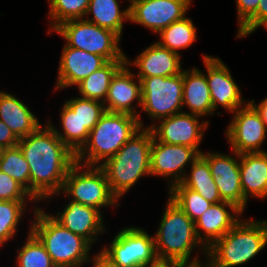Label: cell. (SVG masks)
<instances>
[{"instance_id": "cell-1", "label": "cell", "mask_w": 267, "mask_h": 267, "mask_svg": "<svg viewBox=\"0 0 267 267\" xmlns=\"http://www.w3.org/2000/svg\"><path fill=\"white\" fill-rule=\"evenodd\" d=\"M18 146L30 169V195L37 203L61 192L75 154L55 134L52 127L42 124Z\"/></svg>"}, {"instance_id": "cell-2", "label": "cell", "mask_w": 267, "mask_h": 267, "mask_svg": "<svg viewBox=\"0 0 267 267\" xmlns=\"http://www.w3.org/2000/svg\"><path fill=\"white\" fill-rule=\"evenodd\" d=\"M153 133L147 126L134 134L123 147L100 168L104 171L112 193L121 200L143 176L150 174V150Z\"/></svg>"}, {"instance_id": "cell-3", "label": "cell", "mask_w": 267, "mask_h": 267, "mask_svg": "<svg viewBox=\"0 0 267 267\" xmlns=\"http://www.w3.org/2000/svg\"><path fill=\"white\" fill-rule=\"evenodd\" d=\"M141 128L136 116L106 111L90 131L86 143L75 154L76 163L100 167Z\"/></svg>"}, {"instance_id": "cell-4", "label": "cell", "mask_w": 267, "mask_h": 267, "mask_svg": "<svg viewBox=\"0 0 267 267\" xmlns=\"http://www.w3.org/2000/svg\"><path fill=\"white\" fill-rule=\"evenodd\" d=\"M162 214L158 230L154 235L155 252L158 259L174 262L200 260L197 254L190 257L199 247L207 256V248L197 237L195 222L169 197Z\"/></svg>"}, {"instance_id": "cell-5", "label": "cell", "mask_w": 267, "mask_h": 267, "mask_svg": "<svg viewBox=\"0 0 267 267\" xmlns=\"http://www.w3.org/2000/svg\"><path fill=\"white\" fill-rule=\"evenodd\" d=\"M30 230L39 238L56 267H81L90 262L92 245L57 222L51 213L33 207Z\"/></svg>"}, {"instance_id": "cell-6", "label": "cell", "mask_w": 267, "mask_h": 267, "mask_svg": "<svg viewBox=\"0 0 267 267\" xmlns=\"http://www.w3.org/2000/svg\"><path fill=\"white\" fill-rule=\"evenodd\" d=\"M267 245V220L242 219L208 249L212 267L241 266Z\"/></svg>"}, {"instance_id": "cell-7", "label": "cell", "mask_w": 267, "mask_h": 267, "mask_svg": "<svg viewBox=\"0 0 267 267\" xmlns=\"http://www.w3.org/2000/svg\"><path fill=\"white\" fill-rule=\"evenodd\" d=\"M71 201L94 207L102 212L105 207H119L118 198L112 193L104 171L98 166H85L75 163L64 180L60 193ZM71 196V197H70Z\"/></svg>"}, {"instance_id": "cell-8", "label": "cell", "mask_w": 267, "mask_h": 267, "mask_svg": "<svg viewBox=\"0 0 267 267\" xmlns=\"http://www.w3.org/2000/svg\"><path fill=\"white\" fill-rule=\"evenodd\" d=\"M54 32L65 39L68 47L100 55L107 61L126 60L116 33L84 19L63 22Z\"/></svg>"}, {"instance_id": "cell-9", "label": "cell", "mask_w": 267, "mask_h": 267, "mask_svg": "<svg viewBox=\"0 0 267 267\" xmlns=\"http://www.w3.org/2000/svg\"><path fill=\"white\" fill-rule=\"evenodd\" d=\"M98 252L116 267H142L157 259L154 236L136 226L121 229Z\"/></svg>"}, {"instance_id": "cell-10", "label": "cell", "mask_w": 267, "mask_h": 267, "mask_svg": "<svg viewBox=\"0 0 267 267\" xmlns=\"http://www.w3.org/2000/svg\"><path fill=\"white\" fill-rule=\"evenodd\" d=\"M141 81L142 105L140 113L156 122L183 112V71L170 77L138 78Z\"/></svg>"}, {"instance_id": "cell-11", "label": "cell", "mask_w": 267, "mask_h": 267, "mask_svg": "<svg viewBox=\"0 0 267 267\" xmlns=\"http://www.w3.org/2000/svg\"><path fill=\"white\" fill-rule=\"evenodd\" d=\"M232 114L225 130L231 149L239 155L267 152L261 147L267 139V129L256 109L248 102Z\"/></svg>"}, {"instance_id": "cell-12", "label": "cell", "mask_w": 267, "mask_h": 267, "mask_svg": "<svg viewBox=\"0 0 267 267\" xmlns=\"http://www.w3.org/2000/svg\"><path fill=\"white\" fill-rule=\"evenodd\" d=\"M192 0H135L129 4V21L160 33L175 21L183 19Z\"/></svg>"}, {"instance_id": "cell-13", "label": "cell", "mask_w": 267, "mask_h": 267, "mask_svg": "<svg viewBox=\"0 0 267 267\" xmlns=\"http://www.w3.org/2000/svg\"><path fill=\"white\" fill-rule=\"evenodd\" d=\"M201 154L192 147L157 141L153 137L150 150L151 176L167 178L168 189L180 183L186 174V165H191Z\"/></svg>"}, {"instance_id": "cell-14", "label": "cell", "mask_w": 267, "mask_h": 267, "mask_svg": "<svg viewBox=\"0 0 267 267\" xmlns=\"http://www.w3.org/2000/svg\"><path fill=\"white\" fill-rule=\"evenodd\" d=\"M200 116L187 112L176 113L167 118L160 119L159 124L149 125L153 137L163 143L184 145L195 148L200 154L199 146L203 140L209 121H199Z\"/></svg>"}, {"instance_id": "cell-15", "label": "cell", "mask_w": 267, "mask_h": 267, "mask_svg": "<svg viewBox=\"0 0 267 267\" xmlns=\"http://www.w3.org/2000/svg\"><path fill=\"white\" fill-rule=\"evenodd\" d=\"M232 153L234 156L213 151L201 155L208 161L221 200L234 204L244 213L248 202L241 188L240 155L233 150Z\"/></svg>"}, {"instance_id": "cell-16", "label": "cell", "mask_w": 267, "mask_h": 267, "mask_svg": "<svg viewBox=\"0 0 267 267\" xmlns=\"http://www.w3.org/2000/svg\"><path fill=\"white\" fill-rule=\"evenodd\" d=\"M202 56L213 112L221 106L224 110L234 113L238 108L245 106L248 101L243 99L241 89L234 81L228 66L218 57L205 54Z\"/></svg>"}, {"instance_id": "cell-17", "label": "cell", "mask_w": 267, "mask_h": 267, "mask_svg": "<svg viewBox=\"0 0 267 267\" xmlns=\"http://www.w3.org/2000/svg\"><path fill=\"white\" fill-rule=\"evenodd\" d=\"M136 78V74L132 73L125 63L112 77L104 106L108 112L127 113L138 117L141 127L144 128L140 111L136 110L142 105L141 81L138 78L136 81ZM135 100L137 104L133 105Z\"/></svg>"}, {"instance_id": "cell-18", "label": "cell", "mask_w": 267, "mask_h": 267, "mask_svg": "<svg viewBox=\"0 0 267 267\" xmlns=\"http://www.w3.org/2000/svg\"><path fill=\"white\" fill-rule=\"evenodd\" d=\"M61 54L55 90L76 86L108 62L100 55L68 47L66 44Z\"/></svg>"}, {"instance_id": "cell-19", "label": "cell", "mask_w": 267, "mask_h": 267, "mask_svg": "<svg viewBox=\"0 0 267 267\" xmlns=\"http://www.w3.org/2000/svg\"><path fill=\"white\" fill-rule=\"evenodd\" d=\"M241 215L243 212L232 203L222 201L212 204L195 221L198 239L208 249L242 219Z\"/></svg>"}, {"instance_id": "cell-20", "label": "cell", "mask_w": 267, "mask_h": 267, "mask_svg": "<svg viewBox=\"0 0 267 267\" xmlns=\"http://www.w3.org/2000/svg\"><path fill=\"white\" fill-rule=\"evenodd\" d=\"M63 211L51 216L64 228L86 239L91 245L98 240L97 236L106 234L102 212L94 207L69 201Z\"/></svg>"}, {"instance_id": "cell-21", "label": "cell", "mask_w": 267, "mask_h": 267, "mask_svg": "<svg viewBox=\"0 0 267 267\" xmlns=\"http://www.w3.org/2000/svg\"><path fill=\"white\" fill-rule=\"evenodd\" d=\"M126 64L138 69L137 78L170 77L182 73L181 55L155 42L146 47L133 62L126 56Z\"/></svg>"}, {"instance_id": "cell-22", "label": "cell", "mask_w": 267, "mask_h": 267, "mask_svg": "<svg viewBox=\"0 0 267 267\" xmlns=\"http://www.w3.org/2000/svg\"><path fill=\"white\" fill-rule=\"evenodd\" d=\"M0 120L18 139L32 134L41 123L29 107L12 93L0 90Z\"/></svg>"}, {"instance_id": "cell-23", "label": "cell", "mask_w": 267, "mask_h": 267, "mask_svg": "<svg viewBox=\"0 0 267 267\" xmlns=\"http://www.w3.org/2000/svg\"><path fill=\"white\" fill-rule=\"evenodd\" d=\"M240 177L244 199L267 197V152L240 154Z\"/></svg>"}, {"instance_id": "cell-24", "label": "cell", "mask_w": 267, "mask_h": 267, "mask_svg": "<svg viewBox=\"0 0 267 267\" xmlns=\"http://www.w3.org/2000/svg\"><path fill=\"white\" fill-rule=\"evenodd\" d=\"M185 105L190 114L214 115L206 73L197 67L183 70V108Z\"/></svg>"}, {"instance_id": "cell-25", "label": "cell", "mask_w": 267, "mask_h": 267, "mask_svg": "<svg viewBox=\"0 0 267 267\" xmlns=\"http://www.w3.org/2000/svg\"><path fill=\"white\" fill-rule=\"evenodd\" d=\"M118 0H90L84 20L116 33L120 38L123 23L129 21V5L121 10ZM88 15H92V18Z\"/></svg>"}, {"instance_id": "cell-26", "label": "cell", "mask_w": 267, "mask_h": 267, "mask_svg": "<svg viewBox=\"0 0 267 267\" xmlns=\"http://www.w3.org/2000/svg\"><path fill=\"white\" fill-rule=\"evenodd\" d=\"M126 63V60L108 61L99 70L94 71L78 83L80 97L105 102L112 77Z\"/></svg>"}, {"instance_id": "cell-27", "label": "cell", "mask_w": 267, "mask_h": 267, "mask_svg": "<svg viewBox=\"0 0 267 267\" xmlns=\"http://www.w3.org/2000/svg\"><path fill=\"white\" fill-rule=\"evenodd\" d=\"M190 173H186L181 183L198 192L207 201L216 204L222 202L218 188L212 177L208 161L200 155L190 166Z\"/></svg>"}, {"instance_id": "cell-28", "label": "cell", "mask_w": 267, "mask_h": 267, "mask_svg": "<svg viewBox=\"0 0 267 267\" xmlns=\"http://www.w3.org/2000/svg\"><path fill=\"white\" fill-rule=\"evenodd\" d=\"M196 33V27L192 19L185 16L183 19L173 22L158 33L160 39L157 43L181 55V49L189 48L197 40Z\"/></svg>"}, {"instance_id": "cell-29", "label": "cell", "mask_w": 267, "mask_h": 267, "mask_svg": "<svg viewBox=\"0 0 267 267\" xmlns=\"http://www.w3.org/2000/svg\"><path fill=\"white\" fill-rule=\"evenodd\" d=\"M78 114L80 120V149L86 143L90 131L106 112L104 103L96 100L75 97L65 101Z\"/></svg>"}, {"instance_id": "cell-30", "label": "cell", "mask_w": 267, "mask_h": 267, "mask_svg": "<svg viewBox=\"0 0 267 267\" xmlns=\"http://www.w3.org/2000/svg\"><path fill=\"white\" fill-rule=\"evenodd\" d=\"M0 171L8 174L30 194V169L18 145L2 149Z\"/></svg>"}, {"instance_id": "cell-31", "label": "cell", "mask_w": 267, "mask_h": 267, "mask_svg": "<svg viewBox=\"0 0 267 267\" xmlns=\"http://www.w3.org/2000/svg\"><path fill=\"white\" fill-rule=\"evenodd\" d=\"M90 0H48L50 19L48 34L52 32L63 22L69 20L83 19L88 9Z\"/></svg>"}, {"instance_id": "cell-32", "label": "cell", "mask_w": 267, "mask_h": 267, "mask_svg": "<svg viewBox=\"0 0 267 267\" xmlns=\"http://www.w3.org/2000/svg\"><path fill=\"white\" fill-rule=\"evenodd\" d=\"M168 197L195 222L213 203L181 182L168 189Z\"/></svg>"}, {"instance_id": "cell-33", "label": "cell", "mask_w": 267, "mask_h": 267, "mask_svg": "<svg viewBox=\"0 0 267 267\" xmlns=\"http://www.w3.org/2000/svg\"><path fill=\"white\" fill-rule=\"evenodd\" d=\"M36 201L0 200V248L16 235L28 203Z\"/></svg>"}, {"instance_id": "cell-34", "label": "cell", "mask_w": 267, "mask_h": 267, "mask_svg": "<svg viewBox=\"0 0 267 267\" xmlns=\"http://www.w3.org/2000/svg\"><path fill=\"white\" fill-rule=\"evenodd\" d=\"M22 248L17 249V267H56L45 246L39 238L29 230Z\"/></svg>"}, {"instance_id": "cell-35", "label": "cell", "mask_w": 267, "mask_h": 267, "mask_svg": "<svg viewBox=\"0 0 267 267\" xmlns=\"http://www.w3.org/2000/svg\"><path fill=\"white\" fill-rule=\"evenodd\" d=\"M59 116L61 132L49 120L47 123L61 141L76 154L80 150V120L78 114L74 113L73 109L65 102Z\"/></svg>"}, {"instance_id": "cell-36", "label": "cell", "mask_w": 267, "mask_h": 267, "mask_svg": "<svg viewBox=\"0 0 267 267\" xmlns=\"http://www.w3.org/2000/svg\"><path fill=\"white\" fill-rule=\"evenodd\" d=\"M0 200L35 201L19 183L2 171H0Z\"/></svg>"}, {"instance_id": "cell-37", "label": "cell", "mask_w": 267, "mask_h": 267, "mask_svg": "<svg viewBox=\"0 0 267 267\" xmlns=\"http://www.w3.org/2000/svg\"><path fill=\"white\" fill-rule=\"evenodd\" d=\"M267 18V0H260L257 11L238 28L236 38H245L252 34L258 25Z\"/></svg>"}, {"instance_id": "cell-38", "label": "cell", "mask_w": 267, "mask_h": 267, "mask_svg": "<svg viewBox=\"0 0 267 267\" xmlns=\"http://www.w3.org/2000/svg\"><path fill=\"white\" fill-rule=\"evenodd\" d=\"M260 0H235L240 28L256 11Z\"/></svg>"}, {"instance_id": "cell-39", "label": "cell", "mask_w": 267, "mask_h": 267, "mask_svg": "<svg viewBox=\"0 0 267 267\" xmlns=\"http://www.w3.org/2000/svg\"><path fill=\"white\" fill-rule=\"evenodd\" d=\"M19 139L14 135L11 129L0 120V148L5 149L18 145Z\"/></svg>"}, {"instance_id": "cell-40", "label": "cell", "mask_w": 267, "mask_h": 267, "mask_svg": "<svg viewBox=\"0 0 267 267\" xmlns=\"http://www.w3.org/2000/svg\"><path fill=\"white\" fill-rule=\"evenodd\" d=\"M249 103L259 113V115H260L261 119L263 120V122L265 123L266 129H267V97H265L262 101H260L259 104H256L254 99L250 100Z\"/></svg>"}, {"instance_id": "cell-41", "label": "cell", "mask_w": 267, "mask_h": 267, "mask_svg": "<svg viewBox=\"0 0 267 267\" xmlns=\"http://www.w3.org/2000/svg\"><path fill=\"white\" fill-rule=\"evenodd\" d=\"M206 262L196 260L192 262H175V267H212L210 259L206 256Z\"/></svg>"}, {"instance_id": "cell-42", "label": "cell", "mask_w": 267, "mask_h": 267, "mask_svg": "<svg viewBox=\"0 0 267 267\" xmlns=\"http://www.w3.org/2000/svg\"><path fill=\"white\" fill-rule=\"evenodd\" d=\"M94 258L91 259L92 267H116L112 265L107 259H105L99 252L94 254Z\"/></svg>"}, {"instance_id": "cell-43", "label": "cell", "mask_w": 267, "mask_h": 267, "mask_svg": "<svg viewBox=\"0 0 267 267\" xmlns=\"http://www.w3.org/2000/svg\"><path fill=\"white\" fill-rule=\"evenodd\" d=\"M142 267H175V262L165 259H156L154 262L144 265Z\"/></svg>"}, {"instance_id": "cell-44", "label": "cell", "mask_w": 267, "mask_h": 267, "mask_svg": "<svg viewBox=\"0 0 267 267\" xmlns=\"http://www.w3.org/2000/svg\"><path fill=\"white\" fill-rule=\"evenodd\" d=\"M261 26H262L264 29L266 28V30H267V18H266L264 21H262V22L258 25V27H257L256 29L260 28Z\"/></svg>"}]
</instances>
